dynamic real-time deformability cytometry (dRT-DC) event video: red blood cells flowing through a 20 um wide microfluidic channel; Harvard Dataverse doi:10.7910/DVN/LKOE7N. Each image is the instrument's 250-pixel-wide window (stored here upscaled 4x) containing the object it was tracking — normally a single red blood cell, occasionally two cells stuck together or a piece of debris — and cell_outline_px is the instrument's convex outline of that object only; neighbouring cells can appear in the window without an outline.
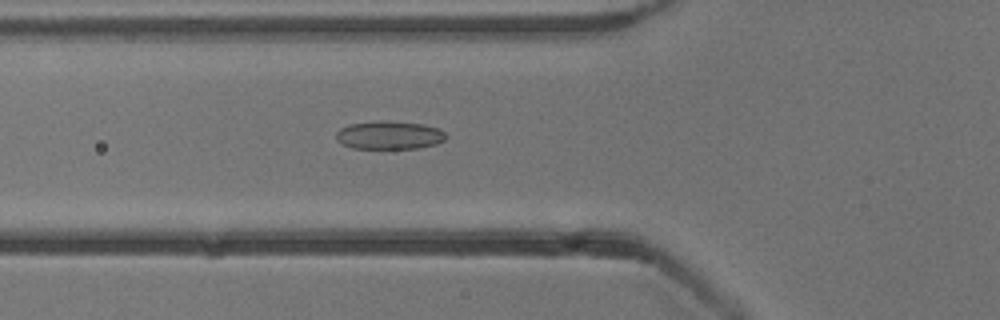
{"species": "common noctule bat (a hibernating species)", "species_latin": "Nyctalus noctula", "temperature_condition": "cold", "stored_images_in_passage": 53, "camera_frame_rate_fps": 3000, "um_per_image_px": 0.085, "animal": {"sex": "male", "body_mass_g": 13.3}, "frame": {"image": 1, "passage_image": 19, "time_ms": 6.0, "image_size_px": [1000, 320], "cell_outline_px": [[444, 140], [436, 144], [416, 148], [352, 148], [340, 144], [336, 140], [336, 132], [340, 128], [348, 124], [380, 120], [424, 124], [440, 128], [444, 132]], "centroid_in_image_um": [33.04, 11.48], "position_along_channel_um": 92.8, "area_um2": 18.15}}
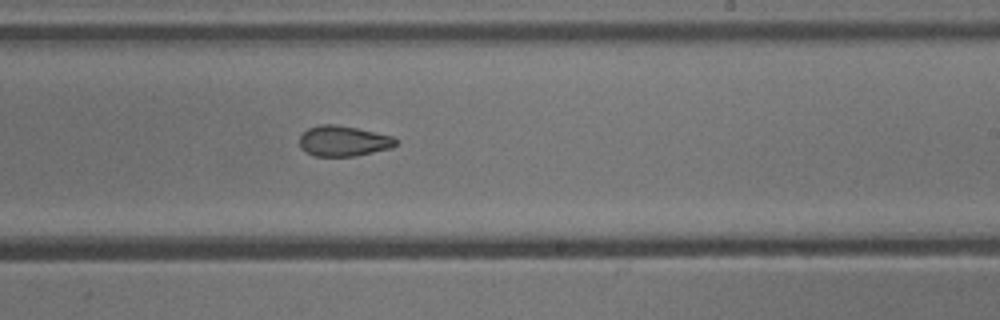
{"frame": {"image": 2, "passage_image": 32, "time_ms": 10.333, "image_size_px": [1000, 320], "cell_outline_px": [[396, 144], [392, 148], [356, 156], [312, 156], [304, 152], [300, 148], [300, 136], [308, 128], [320, 124], [336, 124], [356, 128], [392, 136], [396, 140]], "centroid_in_image_um": [29.15, 11.99], "position_along_channel_um": 259.8, "area_um2": 17.17}}
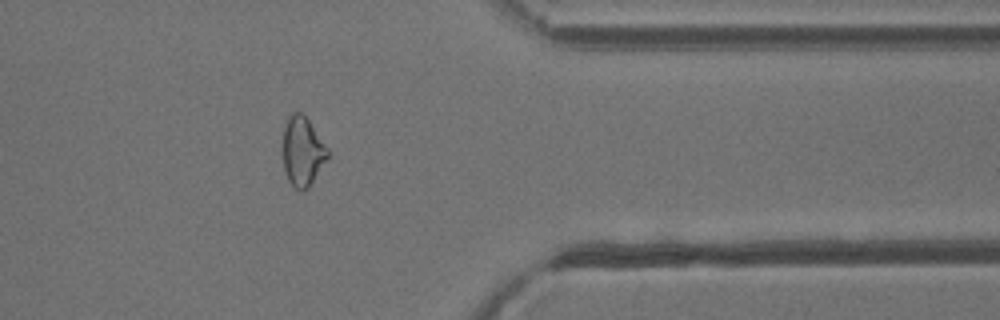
{"frame": {"image": 3, "passage_image": 43, "time_ms": 14.0, "image_size_px": [1000, 320], "cell_outline_px": [[328, 156], [308, 188], [296, 188], [288, 180], [284, 172], [280, 148], [284, 124], [288, 116], [292, 112], [300, 112], [308, 120], [328, 148]], "centroid_in_image_um": [25.64, 12.82], "position_along_channel_um": 385.8, "area_um2": 18.26}, "authors_computed_cell_mechanics": {"area_um2": 18.8428, "velocity_mm_per_s": 3.8416, "shape_relaxation_time_tau1_ms": null, "shape_relaxation_time_tau2_ms": 2.7351, "deformation_change_tau1": null, "deformation_change_tau2": 0.0915}}